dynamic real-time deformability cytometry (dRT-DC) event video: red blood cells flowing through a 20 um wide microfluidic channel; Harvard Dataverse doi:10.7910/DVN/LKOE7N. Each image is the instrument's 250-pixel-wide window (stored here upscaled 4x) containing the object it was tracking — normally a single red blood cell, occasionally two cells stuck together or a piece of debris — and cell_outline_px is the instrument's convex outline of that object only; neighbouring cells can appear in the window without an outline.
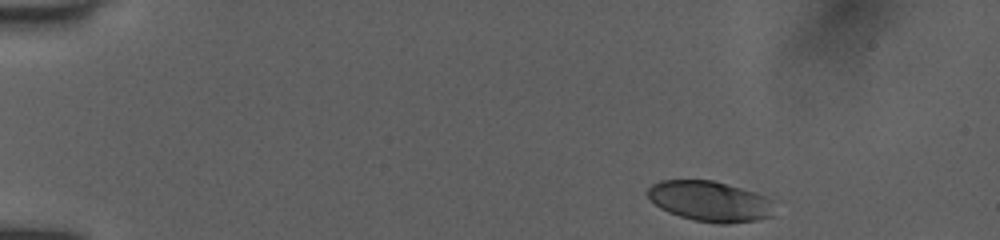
{"species": "human", "species_latin": "Homo sapiens", "temperature_condition": "room temperature", "stored_images_in_passage": 45, "camera_frame_rate_fps": 3000, "um_per_image_px": 0.085, "donor": {"sex": "female"}, "frame": {"image": 1, "passage_image": 1, "time_ms": 0.0, "image_size_px": [1000, 240], "cell_outline_px": [[772, 216], [756, 220], [728, 224], [716, 224], [692, 220], [668, 212], [660, 208], [648, 196], [648, 188], [652, 184], [660, 180], [712, 180], [756, 192], [764, 196], [768, 200]], "centroid_in_image_um": [60.29, 17.11], "position_along_channel_um": 24.7, "area_um2": 29.54}}
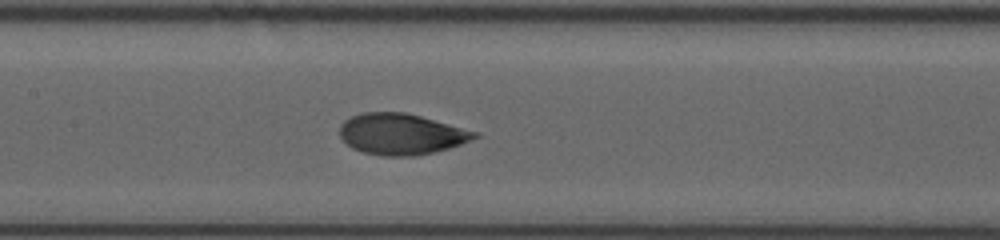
{"frame": {"image": 2, "passage_image": 19, "time_ms": 6.333, "image_size_px": [1000, 240], "cell_outline_px": [[480, 136], [460, 144], [448, 148], [432, 152], [412, 156], [384, 156], [364, 152], [352, 148], [340, 136], [340, 124], [344, 120], [360, 112], [404, 112], [420, 116], [480, 132]], "centroid_in_image_um": [34.1, 11.38], "position_along_channel_um": 173.3, "area_um2": 32.14}}
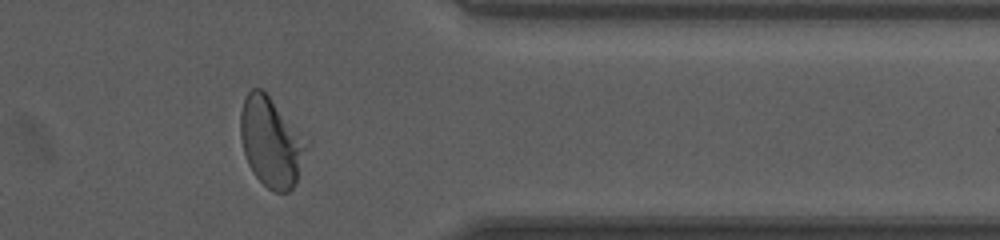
{"frame": {"image": 3, "passage_image": 37, "time_ms": 12.0, "image_size_px": [1000, 240], "cell_outline_px": [[312, 144], [296, 184], [288, 192], [276, 192], [268, 188], [252, 172], [248, 164], [244, 152], [240, 136], [240, 112], [244, 100], [248, 92], [252, 88], [260, 88], [312, 140]], "centroid_in_image_um": [23.13, 12.09], "position_along_channel_um": 388.3, "area_um2": 35.49}}